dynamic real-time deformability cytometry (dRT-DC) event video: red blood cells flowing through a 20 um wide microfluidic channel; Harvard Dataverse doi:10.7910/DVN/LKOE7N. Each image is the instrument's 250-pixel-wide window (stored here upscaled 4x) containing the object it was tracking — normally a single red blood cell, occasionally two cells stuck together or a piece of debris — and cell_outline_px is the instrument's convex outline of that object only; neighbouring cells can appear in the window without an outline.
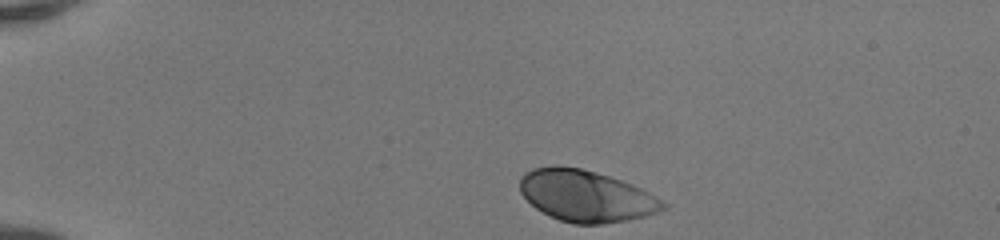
{"species": "human", "species_latin": "Homo sapiens", "temperature_condition": "room temperature", "stored_images_in_passage": 40, "camera_frame_rate_fps": 3000, "um_per_image_px": 0.085, "donor": {"sex": "female"}, "frame": {"image": 1, "passage_image": 1, "time_ms": 0.0, "image_size_px": [1000, 240], "cell_outline_px": [[668, 208], [644, 216], [628, 220], [600, 224], [572, 224], [560, 220], [536, 208], [520, 192], [520, 176], [532, 168], [580, 168], [596, 172], [632, 184], [648, 192], [668, 204]], "centroid_in_image_um": [49.84, 16.68], "position_along_channel_um": 35.2, "area_um2": 42.19}}
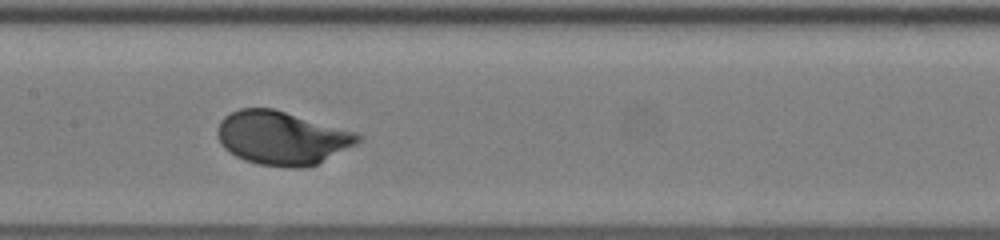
{"frame": {"image": 2, "passage_image": 17, "time_ms": 5.333, "image_size_px": [1000, 240], "cell_outline_px": [[364, 140], [316, 164], [296, 168], [288, 168], [260, 164], [244, 160], [236, 156], [224, 148], [220, 144], [216, 136], [216, 128], [220, 120], [224, 116], [240, 108], [272, 108], [356, 132], [364, 136]], "centroid_in_image_um": [23.94, 11.72], "position_along_channel_um": 183.5, "area_um2": 43.81}}
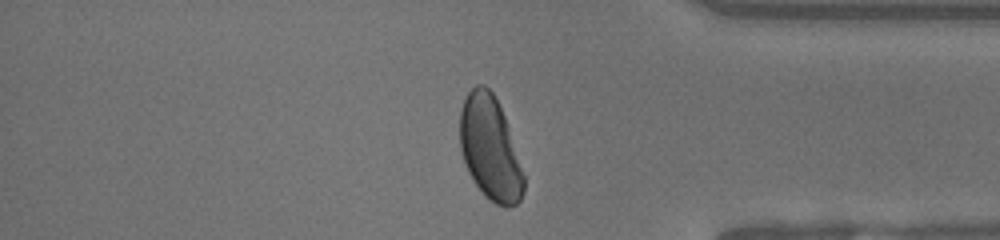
{"frame": {"image": 3, "passage_image": 33, "time_ms": 10.667, "image_size_px": [1000, 240], "cell_outline_px": [[524, 192], [520, 200], [516, 204], [508, 208], [496, 204], [484, 196], [472, 180], [464, 164], [460, 148], [460, 112], [464, 100], [468, 92], [476, 84], [484, 84], [492, 92], [504, 116], [524, 176]], "centroid_in_image_um": [41.63, 12.64], "position_along_channel_um": 393.6, "area_um2": 38.38}, "authors_computed_cell_mechanics": {"area_um2": 42.2518, "velocity_mm_per_s": 4.1377, "shape_relaxation_time_tau1_ms": 2.0885, "shape_relaxation_time_tau2_ms": null, "deformation_change_tau1": 0.1468, "deformation_change_tau2": null}}